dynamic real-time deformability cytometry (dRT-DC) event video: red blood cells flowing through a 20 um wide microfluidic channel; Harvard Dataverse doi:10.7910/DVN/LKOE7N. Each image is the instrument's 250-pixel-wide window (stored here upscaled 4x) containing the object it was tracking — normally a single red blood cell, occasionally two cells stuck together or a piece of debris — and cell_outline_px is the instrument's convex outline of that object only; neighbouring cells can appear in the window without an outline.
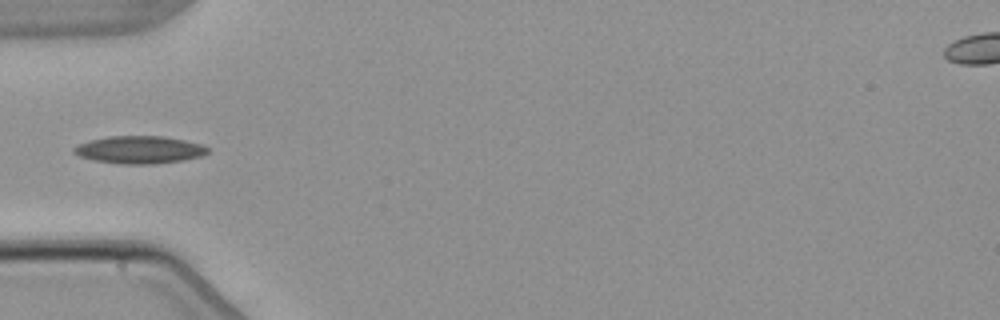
{"species": "common noctule bat (a hibernating species)", "species_latin": "Nyctalus noctula", "temperature_condition": "warm", "stored_images_in_passage": 2, "camera_frame_rate_fps": 3000, "um_per_image_px": 0.085, "animal": {"sex": "male", "body_mass_g": 21.5, "forearm_length_mm": 52.0}, "frame": {"image": 1, "passage_image": 1, "time_ms": 0.0, "image_size_px": [1000, 320], "cell_outline_px": [[208, 152], [200, 156], [180, 160], [152, 164], [120, 164], [96, 160], [80, 156], [72, 152], [72, 148], [80, 144], [92, 140], [108, 136], [164, 136], [184, 140], [200, 144], [208, 148]], "centroid_in_image_um": [11.83, 12.72], "position_along_channel_um": 73.2, "area_um2": 21.15}}
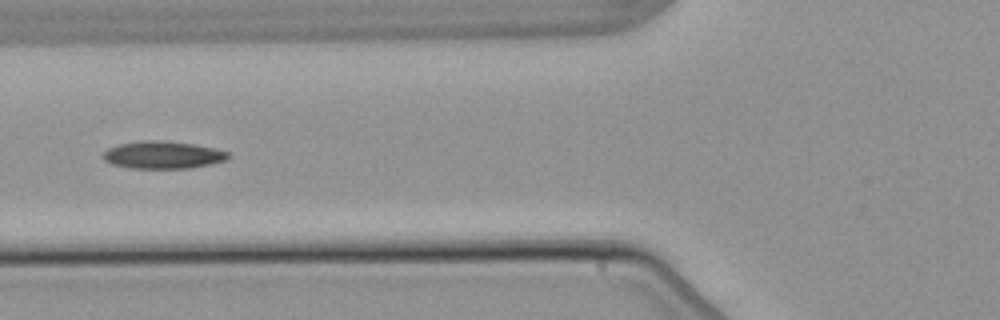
{"frame": {"image": 2, "passage_image": 2, "time_ms": 1.0, "image_size_px": [1000, 320], "cell_outline_px": [[228, 156], [224, 160], [208, 164], [188, 168], [132, 168], [112, 164], [104, 160], [100, 156], [108, 148], [120, 144], [140, 140], [164, 140], [192, 144], [212, 148], [228, 152]], "centroid_in_image_um": [13.76, 13.16], "position_along_channel_um": 112.0, "area_um2": 19.77}}